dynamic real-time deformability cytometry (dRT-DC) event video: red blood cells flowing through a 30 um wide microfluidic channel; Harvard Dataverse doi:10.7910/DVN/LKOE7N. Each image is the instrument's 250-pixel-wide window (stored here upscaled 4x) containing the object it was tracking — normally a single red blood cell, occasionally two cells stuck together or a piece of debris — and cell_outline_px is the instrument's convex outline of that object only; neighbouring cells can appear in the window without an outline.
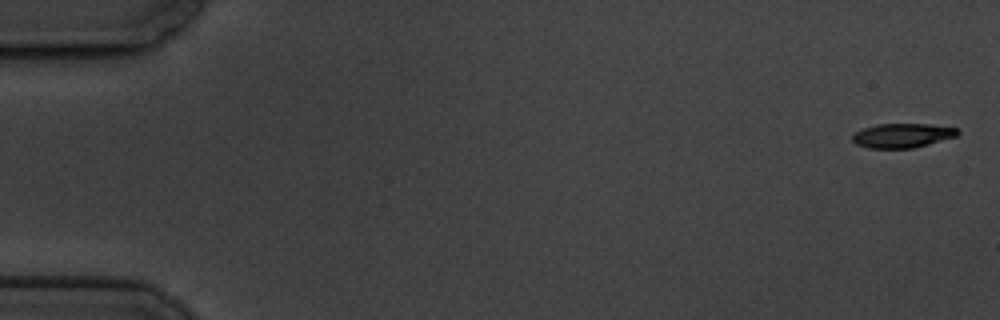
{"species": "common noctule bat (a hibernating species)", "species_latin": "Nyctalus noctula", "temperature_condition": "cold", "stored_images_in_passage": 5, "camera_frame_rate_fps": 3000, "um_per_image_px": 0.085, "animal": {"sex": "male", "body_mass_g": 19.5, "forearm_length_mm": 54.6}, "frame": {"image": 1, "passage_image": 1, "time_ms": 0.0, "image_size_px": [1000, 320], "cell_outline_px": [[960, 132], [956, 136], [928, 144], [912, 148], [868, 148], [856, 144], [852, 140], [852, 136], [856, 132], [864, 128], [876, 124], [928, 124], [956, 128]], "centroid_in_image_um": [76.68, 11.52], "position_along_channel_um": 8.3, "area_um2": 14.74}}
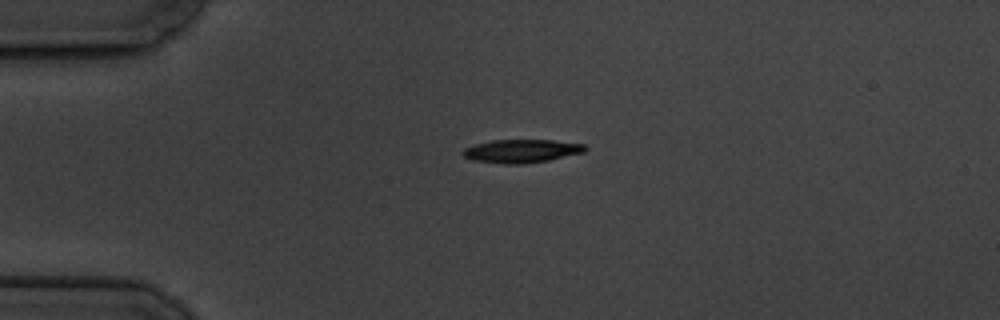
{"frame": {"image": 2, "passage_image": 4, "time_ms": 4.333, "image_size_px": [1000, 320], "cell_outline_px": [[588, 148], [584, 152], [548, 160], [524, 164], [504, 164], [472, 160], [464, 156], [460, 152], [464, 148], [476, 144], [492, 140], [552, 140], [584, 144]], "centroid_in_image_um": [44.31, 12.84], "position_along_channel_um": 40.7, "area_um2": 16.59}}